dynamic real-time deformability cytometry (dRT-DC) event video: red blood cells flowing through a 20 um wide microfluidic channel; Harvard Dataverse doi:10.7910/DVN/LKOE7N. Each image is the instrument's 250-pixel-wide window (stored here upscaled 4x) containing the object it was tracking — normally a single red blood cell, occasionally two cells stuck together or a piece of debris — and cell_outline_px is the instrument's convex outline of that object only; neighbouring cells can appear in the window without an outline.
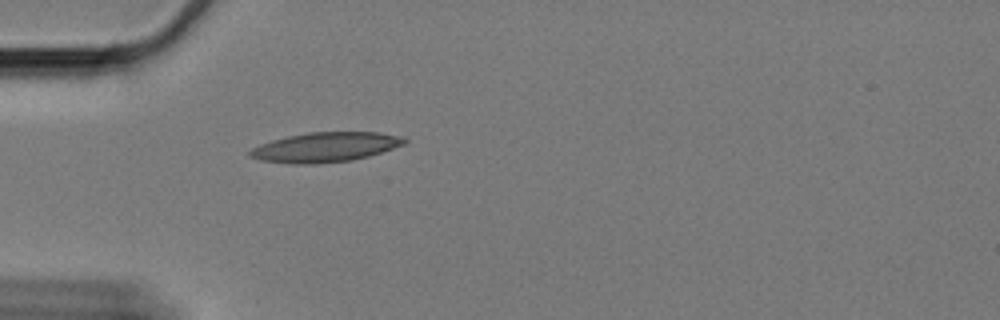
{"species": "Egyptian fruit bat (a non-hibernating species)", "species_latin": "Rousettus aegyptiacus", "temperature_condition": "cold", "stored_images_in_passage": 44, "camera_frame_rate_fps": 3000, "um_per_image_px": 0.085, "animal": {"sex": "female"}, "frame": {"image": 1, "passage_image": 1, "time_ms": 0.0, "image_size_px": [1000, 320], "cell_outline_px": [[408, 140], [404, 144], [368, 156], [352, 160], [312, 164], [292, 164], [260, 160], [248, 156], [248, 152], [252, 148], [260, 144], [272, 140], [288, 136], [308, 132], [380, 132], [404, 136]], "centroid_in_image_um": [27.64, 12.5], "position_along_channel_um": 57.4, "area_um2": 26.76}}
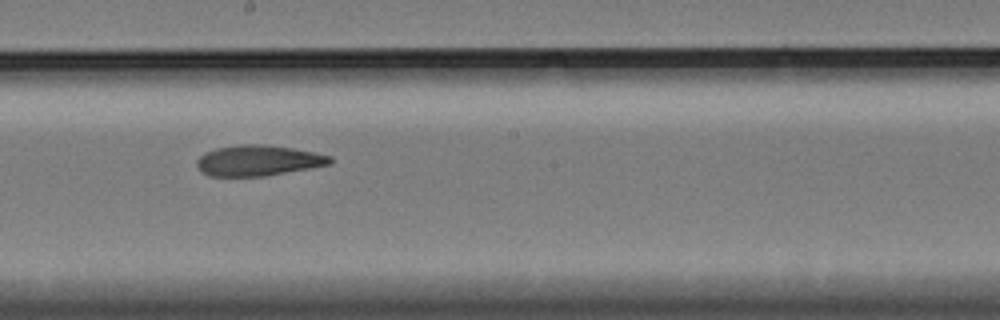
{"frame": {"image": 2, "passage_image": 17, "time_ms": 5.333, "image_size_px": [1000, 320], "cell_outline_px": [[332, 160], [328, 164], [308, 168], [264, 176], [208, 176], [196, 164], [196, 160], [204, 152], [216, 148], [240, 144], [260, 144], [292, 148], [332, 156]], "centroid_in_image_um": [21.9, 13.64], "position_along_channel_um": 226.3, "area_um2": 23.47}}
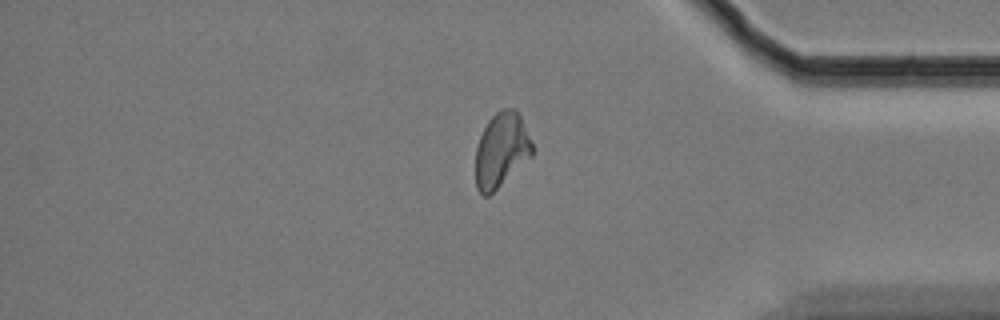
{"frame": {"image": 3, "passage_image": 34, "time_ms": 11.0, "image_size_px": [1000, 320], "cell_outline_px": [[532, 156], [488, 196], [484, 196], [476, 188], [476, 148], [480, 136], [488, 120], [500, 108], [516, 108], [520, 116], [532, 144]], "centroid_in_image_um": [42.6, 12.73], "position_along_channel_um": 392.6, "area_um2": 24.33}, "authors_computed_cell_mechanics": {"area_um2": 24.5072, "velocity_mm_per_s": 3.2806, "shape_relaxation_time_tau1_ms": null, "shape_relaxation_time_tau2_ms": 8.709, "deformation_change_tau1": null, "deformation_change_tau2": 0.1768}}